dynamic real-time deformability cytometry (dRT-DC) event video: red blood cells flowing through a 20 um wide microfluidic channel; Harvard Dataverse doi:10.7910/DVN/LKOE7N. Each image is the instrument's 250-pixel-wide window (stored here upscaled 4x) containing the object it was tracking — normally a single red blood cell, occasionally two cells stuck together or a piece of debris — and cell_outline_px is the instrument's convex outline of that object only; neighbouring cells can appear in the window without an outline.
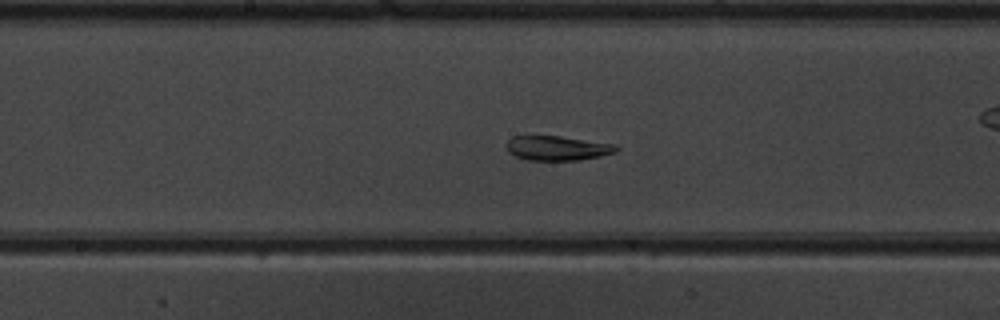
{"species": "common noctule bat (a hibernating species)", "species_latin": "Nyctalus noctula", "temperature_condition": "warm", "stored_images_in_passage": 52, "camera_frame_rate_fps": 3000, "um_per_image_px": 0.085, "animal": {"sex": "male", "body_mass_g": 19.5, "forearm_length_mm": 54.6}, "frame": {"image": 1, "passage_image": 27, "time_ms": 8.667, "image_size_px": [1000, 320], "cell_outline_px": [[620, 148], [616, 152], [600, 156], [580, 160], [528, 160], [516, 156], [508, 152], [504, 144], [512, 136], [560, 136], [616, 144]], "centroid_in_image_um": [47.37, 12.59], "position_along_channel_um": 200.8, "area_um2": 15.84}}
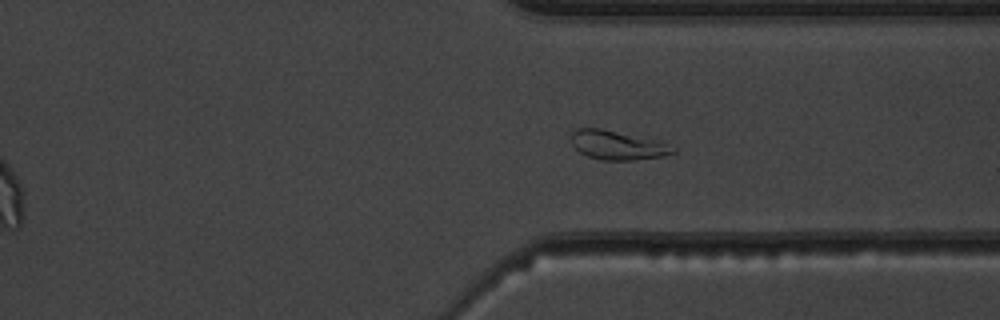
{"frame": {"image": 2, "passage_image": 39, "time_ms": 12.667, "image_size_px": [1000, 320], "cell_outline_px": [[676, 152], [660, 156], [632, 160], [600, 160], [588, 156], [580, 152], [572, 144], [572, 132], [576, 128], [600, 128], [664, 144], [676, 148]], "centroid_in_image_um": [52.38, 12.36], "position_along_channel_um": 359.0, "area_um2": 16.42}}
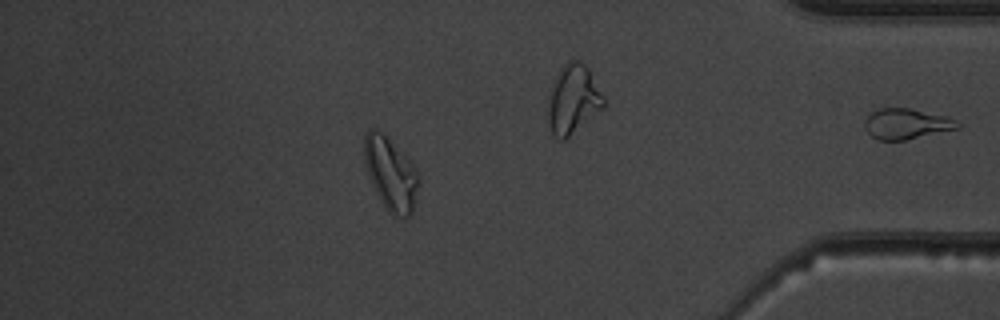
{"frame": {"image": 3, "passage_image": 45, "time_ms": 14.667, "image_size_px": [1000, 320], "cell_outline_px": [[420, 180], [412, 212], [408, 216], [392, 216], [388, 212], [380, 200], [372, 184], [364, 164], [364, 136], [368, 128], [376, 128], [416, 168], [420, 176]], "centroid_in_image_um": [33.19, 14.8], "position_along_channel_um": 402.0, "area_um2": 22.77}, "authors_computed_cell_mechanics": {"area_um2": 20.6346, "velocity_mm_per_s": 3.9512, "shape_relaxation_time_tau1_ms": 5.6742, "shape_relaxation_time_tau2_ms": 6.2017, "deformation_change_tau1": 0.2001, "deformation_change_tau2": 0.161}}